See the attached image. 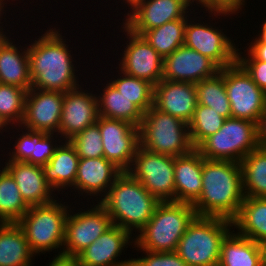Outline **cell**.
I'll use <instances>...</instances> for the list:
<instances>
[{
  "mask_svg": "<svg viewBox=\"0 0 266 266\" xmlns=\"http://www.w3.org/2000/svg\"><path fill=\"white\" fill-rule=\"evenodd\" d=\"M61 34L54 26L28 45L31 88L64 93L80 86L76 61Z\"/></svg>",
  "mask_w": 266,
  "mask_h": 266,
  "instance_id": "cell-1",
  "label": "cell"
},
{
  "mask_svg": "<svg viewBox=\"0 0 266 266\" xmlns=\"http://www.w3.org/2000/svg\"><path fill=\"white\" fill-rule=\"evenodd\" d=\"M244 198L240 163L208 160L203 157L202 191L192 204L197 216L220 217L233 221Z\"/></svg>",
  "mask_w": 266,
  "mask_h": 266,
  "instance_id": "cell-2",
  "label": "cell"
},
{
  "mask_svg": "<svg viewBox=\"0 0 266 266\" xmlns=\"http://www.w3.org/2000/svg\"><path fill=\"white\" fill-rule=\"evenodd\" d=\"M99 203L113 224L134 234L151 219L159 201L128 171H122Z\"/></svg>",
  "mask_w": 266,
  "mask_h": 266,
  "instance_id": "cell-3",
  "label": "cell"
},
{
  "mask_svg": "<svg viewBox=\"0 0 266 266\" xmlns=\"http://www.w3.org/2000/svg\"><path fill=\"white\" fill-rule=\"evenodd\" d=\"M196 216L190 203L159 202L151 219L134 237L133 246L136 250L151 252L176 251L179 240Z\"/></svg>",
  "mask_w": 266,
  "mask_h": 266,
  "instance_id": "cell-4",
  "label": "cell"
},
{
  "mask_svg": "<svg viewBox=\"0 0 266 266\" xmlns=\"http://www.w3.org/2000/svg\"><path fill=\"white\" fill-rule=\"evenodd\" d=\"M232 229L231 220L196 216L179 240L175 252L188 266H218L222 241Z\"/></svg>",
  "mask_w": 266,
  "mask_h": 266,
  "instance_id": "cell-5",
  "label": "cell"
},
{
  "mask_svg": "<svg viewBox=\"0 0 266 266\" xmlns=\"http://www.w3.org/2000/svg\"><path fill=\"white\" fill-rule=\"evenodd\" d=\"M56 199L48 204L30 206L17 222L25 233L31 251L37 256L54 249L57 252L59 249L56 255H62L60 251L63 250L65 224L71 205L62 204Z\"/></svg>",
  "mask_w": 266,
  "mask_h": 266,
  "instance_id": "cell-6",
  "label": "cell"
},
{
  "mask_svg": "<svg viewBox=\"0 0 266 266\" xmlns=\"http://www.w3.org/2000/svg\"><path fill=\"white\" fill-rule=\"evenodd\" d=\"M139 140L141 147L173 157L185 155L194 149L189 125L154 106L143 115L139 126Z\"/></svg>",
  "mask_w": 266,
  "mask_h": 266,
  "instance_id": "cell-7",
  "label": "cell"
},
{
  "mask_svg": "<svg viewBox=\"0 0 266 266\" xmlns=\"http://www.w3.org/2000/svg\"><path fill=\"white\" fill-rule=\"evenodd\" d=\"M258 147L257 124L231 117L225 119L222 127L196 149L208 160H230L240 163Z\"/></svg>",
  "mask_w": 266,
  "mask_h": 266,
  "instance_id": "cell-8",
  "label": "cell"
},
{
  "mask_svg": "<svg viewBox=\"0 0 266 266\" xmlns=\"http://www.w3.org/2000/svg\"><path fill=\"white\" fill-rule=\"evenodd\" d=\"M174 162L139 145L128 172L159 202L175 201Z\"/></svg>",
  "mask_w": 266,
  "mask_h": 266,
  "instance_id": "cell-9",
  "label": "cell"
},
{
  "mask_svg": "<svg viewBox=\"0 0 266 266\" xmlns=\"http://www.w3.org/2000/svg\"><path fill=\"white\" fill-rule=\"evenodd\" d=\"M225 87L232 118L252 121L258 125L266 104V93L236 61L225 67Z\"/></svg>",
  "mask_w": 266,
  "mask_h": 266,
  "instance_id": "cell-10",
  "label": "cell"
},
{
  "mask_svg": "<svg viewBox=\"0 0 266 266\" xmlns=\"http://www.w3.org/2000/svg\"><path fill=\"white\" fill-rule=\"evenodd\" d=\"M93 205L90 208L87 207L89 210L78 209V213L71 211L72 208H70L65 224L61 251L63 255L77 257L113 225L106 209L99 202Z\"/></svg>",
  "mask_w": 266,
  "mask_h": 266,
  "instance_id": "cell-11",
  "label": "cell"
},
{
  "mask_svg": "<svg viewBox=\"0 0 266 266\" xmlns=\"http://www.w3.org/2000/svg\"><path fill=\"white\" fill-rule=\"evenodd\" d=\"M192 18L187 20L185 26L184 46L208 57L220 69L234 64L237 59L234 40L210 22L208 24Z\"/></svg>",
  "mask_w": 266,
  "mask_h": 266,
  "instance_id": "cell-12",
  "label": "cell"
},
{
  "mask_svg": "<svg viewBox=\"0 0 266 266\" xmlns=\"http://www.w3.org/2000/svg\"><path fill=\"white\" fill-rule=\"evenodd\" d=\"M121 29L128 40L122 49L123 54L120 53L118 69L156 86L163 76V57L142 35L132 32L124 24H121Z\"/></svg>",
  "mask_w": 266,
  "mask_h": 266,
  "instance_id": "cell-13",
  "label": "cell"
},
{
  "mask_svg": "<svg viewBox=\"0 0 266 266\" xmlns=\"http://www.w3.org/2000/svg\"><path fill=\"white\" fill-rule=\"evenodd\" d=\"M96 123L102 137L104 157L121 171H128L140 145L139 128L127 121L101 116Z\"/></svg>",
  "mask_w": 266,
  "mask_h": 266,
  "instance_id": "cell-14",
  "label": "cell"
},
{
  "mask_svg": "<svg viewBox=\"0 0 266 266\" xmlns=\"http://www.w3.org/2000/svg\"><path fill=\"white\" fill-rule=\"evenodd\" d=\"M190 6L194 9L187 0H138L124 14L123 24L142 35L147 30L183 18L193 10Z\"/></svg>",
  "mask_w": 266,
  "mask_h": 266,
  "instance_id": "cell-15",
  "label": "cell"
},
{
  "mask_svg": "<svg viewBox=\"0 0 266 266\" xmlns=\"http://www.w3.org/2000/svg\"><path fill=\"white\" fill-rule=\"evenodd\" d=\"M64 93L30 88L25 99L20 127L31 131L59 134Z\"/></svg>",
  "mask_w": 266,
  "mask_h": 266,
  "instance_id": "cell-16",
  "label": "cell"
},
{
  "mask_svg": "<svg viewBox=\"0 0 266 266\" xmlns=\"http://www.w3.org/2000/svg\"><path fill=\"white\" fill-rule=\"evenodd\" d=\"M83 85L64 92L59 135L69 141L99 118L97 95L84 90Z\"/></svg>",
  "mask_w": 266,
  "mask_h": 266,
  "instance_id": "cell-17",
  "label": "cell"
},
{
  "mask_svg": "<svg viewBox=\"0 0 266 266\" xmlns=\"http://www.w3.org/2000/svg\"><path fill=\"white\" fill-rule=\"evenodd\" d=\"M219 71L220 68L208 57L183 45L163 58L162 79L196 84Z\"/></svg>",
  "mask_w": 266,
  "mask_h": 266,
  "instance_id": "cell-18",
  "label": "cell"
},
{
  "mask_svg": "<svg viewBox=\"0 0 266 266\" xmlns=\"http://www.w3.org/2000/svg\"><path fill=\"white\" fill-rule=\"evenodd\" d=\"M134 236L113 224L78 256L81 266H129L132 259L118 260L122 251L133 245ZM131 241V242H130ZM133 243V244H131Z\"/></svg>",
  "mask_w": 266,
  "mask_h": 266,
  "instance_id": "cell-19",
  "label": "cell"
},
{
  "mask_svg": "<svg viewBox=\"0 0 266 266\" xmlns=\"http://www.w3.org/2000/svg\"><path fill=\"white\" fill-rule=\"evenodd\" d=\"M194 83L162 79L154 86L153 106L189 124L197 107Z\"/></svg>",
  "mask_w": 266,
  "mask_h": 266,
  "instance_id": "cell-20",
  "label": "cell"
},
{
  "mask_svg": "<svg viewBox=\"0 0 266 266\" xmlns=\"http://www.w3.org/2000/svg\"><path fill=\"white\" fill-rule=\"evenodd\" d=\"M121 172L105 157L80 158L75 184L70 189L75 192L78 191L79 197L80 193L81 196L84 194L85 197L90 195L91 199L93 198L91 196H99L96 197L97 200L95 201L100 202L107 195L109 188Z\"/></svg>",
  "mask_w": 266,
  "mask_h": 266,
  "instance_id": "cell-21",
  "label": "cell"
},
{
  "mask_svg": "<svg viewBox=\"0 0 266 266\" xmlns=\"http://www.w3.org/2000/svg\"><path fill=\"white\" fill-rule=\"evenodd\" d=\"M4 164L29 206L48 204L58 198L46 182L42 166L19 161H6Z\"/></svg>",
  "mask_w": 266,
  "mask_h": 266,
  "instance_id": "cell-22",
  "label": "cell"
},
{
  "mask_svg": "<svg viewBox=\"0 0 266 266\" xmlns=\"http://www.w3.org/2000/svg\"><path fill=\"white\" fill-rule=\"evenodd\" d=\"M14 126L16 129L18 127L17 132L19 133V130L21 129L22 134L20 133L17 135L19 137H16L17 139L14 142L15 144H13V149L11 150L12 152L9 151V157L6 161L27 162L43 166L49 162L51 157L54 155L56 148L62 142V138L57 133H41L23 129V127L20 128V126ZM56 142H58V144Z\"/></svg>",
  "mask_w": 266,
  "mask_h": 266,
  "instance_id": "cell-23",
  "label": "cell"
},
{
  "mask_svg": "<svg viewBox=\"0 0 266 266\" xmlns=\"http://www.w3.org/2000/svg\"><path fill=\"white\" fill-rule=\"evenodd\" d=\"M203 156L194 148L190 153L175 157V202L193 204L202 191Z\"/></svg>",
  "mask_w": 266,
  "mask_h": 266,
  "instance_id": "cell-24",
  "label": "cell"
},
{
  "mask_svg": "<svg viewBox=\"0 0 266 266\" xmlns=\"http://www.w3.org/2000/svg\"><path fill=\"white\" fill-rule=\"evenodd\" d=\"M9 37L11 36H7L0 44V83L28 91L32 85L28 45L24 44L25 47L20 48L19 44H15L16 39L12 41Z\"/></svg>",
  "mask_w": 266,
  "mask_h": 266,
  "instance_id": "cell-25",
  "label": "cell"
},
{
  "mask_svg": "<svg viewBox=\"0 0 266 266\" xmlns=\"http://www.w3.org/2000/svg\"><path fill=\"white\" fill-rule=\"evenodd\" d=\"M80 157L70 141H62L49 162L42 166L46 182L59 193L75 184Z\"/></svg>",
  "mask_w": 266,
  "mask_h": 266,
  "instance_id": "cell-26",
  "label": "cell"
},
{
  "mask_svg": "<svg viewBox=\"0 0 266 266\" xmlns=\"http://www.w3.org/2000/svg\"><path fill=\"white\" fill-rule=\"evenodd\" d=\"M34 256L18 223H0V266H32Z\"/></svg>",
  "mask_w": 266,
  "mask_h": 266,
  "instance_id": "cell-27",
  "label": "cell"
},
{
  "mask_svg": "<svg viewBox=\"0 0 266 266\" xmlns=\"http://www.w3.org/2000/svg\"><path fill=\"white\" fill-rule=\"evenodd\" d=\"M233 226L241 236L266 242V198L245 197Z\"/></svg>",
  "mask_w": 266,
  "mask_h": 266,
  "instance_id": "cell-28",
  "label": "cell"
},
{
  "mask_svg": "<svg viewBox=\"0 0 266 266\" xmlns=\"http://www.w3.org/2000/svg\"><path fill=\"white\" fill-rule=\"evenodd\" d=\"M262 262L261 245L235 230L222 241L218 266H259Z\"/></svg>",
  "mask_w": 266,
  "mask_h": 266,
  "instance_id": "cell-29",
  "label": "cell"
},
{
  "mask_svg": "<svg viewBox=\"0 0 266 266\" xmlns=\"http://www.w3.org/2000/svg\"><path fill=\"white\" fill-rule=\"evenodd\" d=\"M102 89V93L97 95L99 116L123 120L131 123L135 127L140 126L144 113L128 98L123 96L108 80Z\"/></svg>",
  "mask_w": 266,
  "mask_h": 266,
  "instance_id": "cell-30",
  "label": "cell"
},
{
  "mask_svg": "<svg viewBox=\"0 0 266 266\" xmlns=\"http://www.w3.org/2000/svg\"><path fill=\"white\" fill-rule=\"evenodd\" d=\"M240 165L245 197L266 198V148L251 151Z\"/></svg>",
  "mask_w": 266,
  "mask_h": 266,
  "instance_id": "cell-31",
  "label": "cell"
},
{
  "mask_svg": "<svg viewBox=\"0 0 266 266\" xmlns=\"http://www.w3.org/2000/svg\"><path fill=\"white\" fill-rule=\"evenodd\" d=\"M191 14L192 11L181 19L147 30L142 36L164 58L184 45L185 26Z\"/></svg>",
  "mask_w": 266,
  "mask_h": 266,
  "instance_id": "cell-32",
  "label": "cell"
},
{
  "mask_svg": "<svg viewBox=\"0 0 266 266\" xmlns=\"http://www.w3.org/2000/svg\"><path fill=\"white\" fill-rule=\"evenodd\" d=\"M0 169V223H17L30 206L24 201L10 173Z\"/></svg>",
  "mask_w": 266,
  "mask_h": 266,
  "instance_id": "cell-33",
  "label": "cell"
},
{
  "mask_svg": "<svg viewBox=\"0 0 266 266\" xmlns=\"http://www.w3.org/2000/svg\"><path fill=\"white\" fill-rule=\"evenodd\" d=\"M198 104L210 107L224 118H231V106L225 87V68L213 77L195 84Z\"/></svg>",
  "mask_w": 266,
  "mask_h": 266,
  "instance_id": "cell-34",
  "label": "cell"
},
{
  "mask_svg": "<svg viewBox=\"0 0 266 266\" xmlns=\"http://www.w3.org/2000/svg\"><path fill=\"white\" fill-rule=\"evenodd\" d=\"M117 72L118 78L114 80L111 78L109 82L145 113L153 106L154 86L148 81L130 76L120 69Z\"/></svg>",
  "mask_w": 266,
  "mask_h": 266,
  "instance_id": "cell-35",
  "label": "cell"
},
{
  "mask_svg": "<svg viewBox=\"0 0 266 266\" xmlns=\"http://www.w3.org/2000/svg\"><path fill=\"white\" fill-rule=\"evenodd\" d=\"M225 119L214 109L197 104L193 118L188 124L193 147L197 148L206 138L215 134Z\"/></svg>",
  "mask_w": 266,
  "mask_h": 266,
  "instance_id": "cell-36",
  "label": "cell"
},
{
  "mask_svg": "<svg viewBox=\"0 0 266 266\" xmlns=\"http://www.w3.org/2000/svg\"><path fill=\"white\" fill-rule=\"evenodd\" d=\"M27 90L0 83V115L11 125L20 126L24 116Z\"/></svg>",
  "mask_w": 266,
  "mask_h": 266,
  "instance_id": "cell-37",
  "label": "cell"
},
{
  "mask_svg": "<svg viewBox=\"0 0 266 266\" xmlns=\"http://www.w3.org/2000/svg\"><path fill=\"white\" fill-rule=\"evenodd\" d=\"M69 141L80 158L104 157L102 137L97 123L88 126Z\"/></svg>",
  "mask_w": 266,
  "mask_h": 266,
  "instance_id": "cell-38",
  "label": "cell"
},
{
  "mask_svg": "<svg viewBox=\"0 0 266 266\" xmlns=\"http://www.w3.org/2000/svg\"><path fill=\"white\" fill-rule=\"evenodd\" d=\"M145 252L144 256L132 258V266H188L175 251L171 252Z\"/></svg>",
  "mask_w": 266,
  "mask_h": 266,
  "instance_id": "cell-39",
  "label": "cell"
},
{
  "mask_svg": "<svg viewBox=\"0 0 266 266\" xmlns=\"http://www.w3.org/2000/svg\"><path fill=\"white\" fill-rule=\"evenodd\" d=\"M247 1V0H246ZM197 5L209 12V17H231L242 11L246 4L245 0H201ZM212 15V16H210Z\"/></svg>",
  "mask_w": 266,
  "mask_h": 266,
  "instance_id": "cell-40",
  "label": "cell"
},
{
  "mask_svg": "<svg viewBox=\"0 0 266 266\" xmlns=\"http://www.w3.org/2000/svg\"><path fill=\"white\" fill-rule=\"evenodd\" d=\"M251 76L256 85L266 93V62L237 61Z\"/></svg>",
  "mask_w": 266,
  "mask_h": 266,
  "instance_id": "cell-41",
  "label": "cell"
},
{
  "mask_svg": "<svg viewBox=\"0 0 266 266\" xmlns=\"http://www.w3.org/2000/svg\"><path fill=\"white\" fill-rule=\"evenodd\" d=\"M244 55L241 48L237 47V59L236 61H263L266 62V43H249L244 47ZM240 49V50H239ZM243 54V55H241ZM247 55V56H246ZM245 56V57H244Z\"/></svg>",
  "mask_w": 266,
  "mask_h": 266,
  "instance_id": "cell-42",
  "label": "cell"
},
{
  "mask_svg": "<svg viewBox=\"0 0 266 266\" xmlns=\"http://www.w3.org/2000/svg\"><path fill=\"white\" fill-rule=\"evenodd\" d=\"M48 266H81L77 257L67 255H55Z\"/></svg>",
  "mask_w": 266,
  "mask_h": 266,
  "instance_id": "cell-43",
  "label": "cell"
},
{
  "mask_svg": "<svg viewBox=\"0 0 266 266\" xmlns=\"http://www.w3.org/2000/svg\"><path fill=\"white\" fill-rule=\"evenodd\" d=\"M258 130V145L259 147L266 148V104L264 112L257 125Z\"/></svg>",
  "mask_w": 266,
  "mask_h": 266,
  "instance_id": "cell-44",
  "label": "cell"
},
{
  "mask_svg": "<svg viewBox=\"0 0 266 266\" xmlns=\"http://www.w3.org/2000/svg\"><path fill=\"white\" fill-rule=\"evenodd\" d=\"M254 38L250 43H266V19L262 23L260 31H258V35Z\"/></svg>",
  "mask_w": 266,
  "mask_h": 266,
  "instance_id": "cell-45",
  "label": "cell"
},
{
  "mask_svg": "<svg viewBox=\"0 0 266 266\" xmlns=\"http://www.w3.org/2000/svg\"><path fill=\"white\" fill-rule=\"evenodd\" d=\"M6 11L5 10H1L0 11V20L2 19V17H3V15H5L4 13H5ZM1 23H4V22H1L0 21V24ZM2 25V26H1ZM0 25V44L4 41V39L8 36L7 34H8V32L6 33V31H3V30H5L4 28H3V24H1ZM6 34V35H5Z\"/></svg>",
  "mask_w": 266,
  "mask_h": 266,
  "instance_id": "cell-46",
  "label": "cell"
},
{
  "mask_svg": "<svg viewBox=\"0 0 266 266\" xmlns=\"http://www.w3.org/2000/svg\"><path fill=\"white\" fill-rule=\"evenodd\" d=\"M9 124L4 120V118L0 115V136L3 134V132H8L7 129L10 130ZM5 128V129H4Z\"/></svg>",
  "mask_w": 266,
  "mask_h": 266,
  "instance_id": "cell-47",
  "label": "cell"
},
{
  "mask_svg": "<svg viewBox=\"0 0 266 266\" xmlns=\"http://www.w3.org/2000/svg\"><path fill=\"white\" fill-rule=\"evenodd\" d=\"M262 249V260L263 263L266 265V242L260 244Z\"/></svg>",
  "mask_w": 266,
  "mask_h": 266,
  "instance_id": "cell-48",
  "label": "cell"
},
{
  "mask_svg": "<svg viewBox=\"0 0 266 266\" xmlns=\"http://www.w3.org/2000/svg\"><path fill=\"white\" fill-rule=\"evenodd\" d=\"M5 1L6 0H0V10H5L7 7V3L10 2V0L9 1L7 0L6 2ZM11 1L13 2L15 0H11ZM4 6H6V7H4Z\"/></svg>",
  "mask_w": 266,
  "mask_h": 266,
  "instance_id": "cell-49",
  "label": "cell"
},
{
  "mask_svg": "<svg viewBox=\"0 0 266 266\" xmlns=\"http://www.w3.org/2000/svg\"><path fill=\"white\" fill-rule=\"evenodd\" d=\"M136 1H138V0H123V2L126 3V4H124V5H128V9H129V7H131Z\"/></svg>",
  "mask_w": 266,
  "mask_h": 266,
  "instance_id": "cell-50",
  "label": "cell"
},
{
  "mask_svg": "<svg viewBox=\"0 0 266 266\" xmlns=\"http://www.w3.org/2000/svg\"><path fill=\"white\" fill-rule=\"evenodd\" d=\"M192 6L194 5L195 6V4H194V2L198 5V3L201 1V0H187Z\"/></svg>",
  "mask_w": 266,
  "mask_h": 266,
  "instance_id": "cell-51",
  "label": "cell"
},
{
  "mask_svg": "<svg viewBox=\"0 0 266 266\" xmlns=\"http://www.w3.org/2000/svg\"><path fill=\"white\" fill-rule=\"evenodd\" d=\"M259 266H266L263 262Z\"/></svg>",
  "mask_w": 266,
  "mask_h": 266,
  "instance_id": "cell-52",
  "label": "cell"
}]
</instances>
